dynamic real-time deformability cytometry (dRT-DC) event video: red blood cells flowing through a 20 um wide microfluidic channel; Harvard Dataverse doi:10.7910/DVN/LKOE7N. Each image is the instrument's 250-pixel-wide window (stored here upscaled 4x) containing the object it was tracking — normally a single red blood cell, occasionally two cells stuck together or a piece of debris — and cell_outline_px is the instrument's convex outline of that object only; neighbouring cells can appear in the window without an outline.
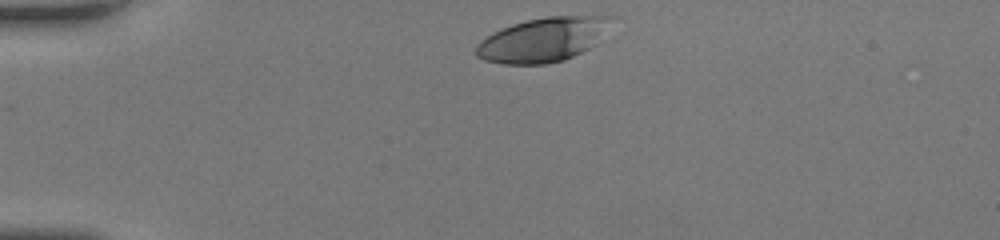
{"species": "human", "species_latin": "Homo sapiens", "temperature_condition": "room temperature", "stored_images_in_passage": 31, "camera_frame_rate_fps": 3000, "um_per_image_px": 0.085, "donor": {"sex": "female"}, "frame": {"image": 1, "passage_image": 1, "time_ms": 0.0, "image_size_px": [1000, 240], "cell_outline_px": [[620, 16], [588, 48], [564, 60], [544, 64], [504, 64], [484, 60], [476, 56], [476, 44], [480, 40], [492, 32], [512, 24], [528, 20], [548, 16]], "centroid_in_image_um": [46.13, 3.36], "position_along_channel_um": 38.9, "area_um2": 34.68}}
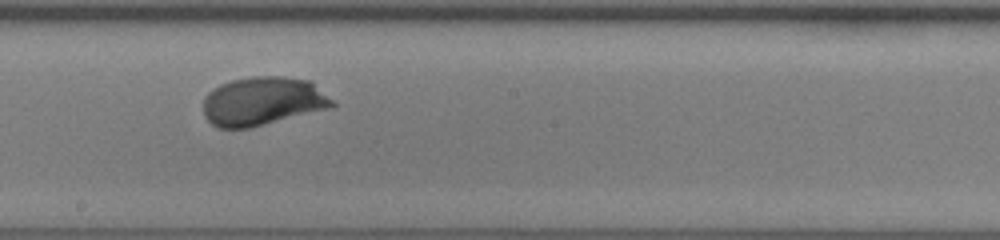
{"frame": {"image": 2, "passage_image": 18, "time_ms": 5.667, "image_size_px": [1000, 240], "cell_outline_px": [[336, 104], [332, 108], [248, 128], [220, 128], [212, 124], [204, 116], [204, 96], [212, 88], [220, 84], [232, 80], [252, 76], [284, 76], [312, 80]], "centroid_in_image_um": [22.35, 8.59], "position_along_channel_um": 225.9, "area_um2": 36.82}}
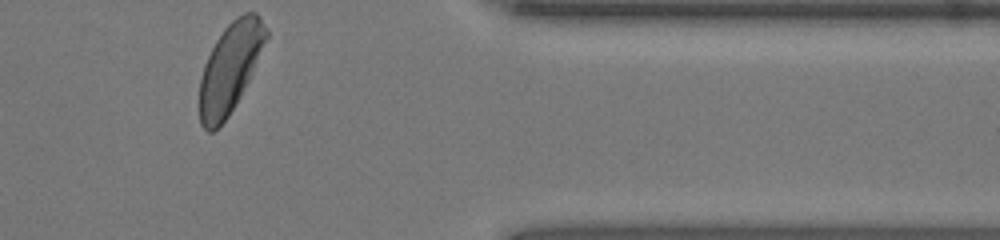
{"frame": {"image": 3, "passage_image": 31, "time_ms": 10.0, "image_size_px": [1000, 240], "cell_outline_px": [[268, 36], [248, 80], [240, 96], [228, 116], [212, 132], [208, 132], [200, 124], [200, 80], [204, 64], [216, 40], [224, 28], [236, 16], [244, 12], [256, 12], [260, 16], [268, 32]], "centroid_in_image_um": [19.55, 5.74], "position_along_channel_um": 391.9, "area_um2": 34.1}, "authors_computed_cell_mechanics": {"area_um2": 35.2002, "velocity_mm_per_s": 4.1989, "shape_relaxation_time_tau1_ms": 4.1571, "shape_relaxation_time_tau2_ms": null, "deformation_change_tau1": 0.2025, "deformation_change_tau2": null}}